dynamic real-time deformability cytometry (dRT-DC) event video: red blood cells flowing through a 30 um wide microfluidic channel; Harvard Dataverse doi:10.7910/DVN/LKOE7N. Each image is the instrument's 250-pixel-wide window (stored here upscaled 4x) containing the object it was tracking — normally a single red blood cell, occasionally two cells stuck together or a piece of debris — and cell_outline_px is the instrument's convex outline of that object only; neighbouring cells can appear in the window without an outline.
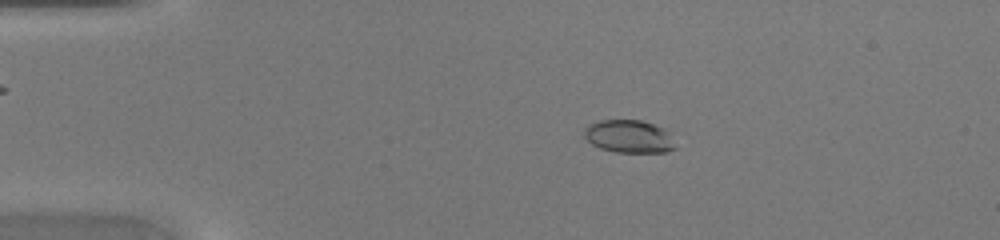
{"species": "common noctule bat (a hibernating species)", "species_latin": "Nyctalus noctula", "temperature_condition": "warm", "stored_images_in_passage": 47, "camera_frame_rate_fps": 3000, "um_per_image_px": 0.085, "animal": {"sex": "female", "body_mass_g": 20.0, "forearm_length_mm": 54.0}, "frame": {"image": 1, "passage_image": 10, "time_ms": 3.0, "image_size_px": [1000, 240], "cell_outline_px": [[676, 148], [668, 152], [616, 152], [600, 148], [592, 144], [584, 136], [584, 128], [588, 124], [600, 120], [640, 120], [656, 124], [664, 128], [668, 132]], "centroid_in_image_um": [53.46, 11.59], "position_along_channel_um": 31.5, "area_um2": 17.51}}
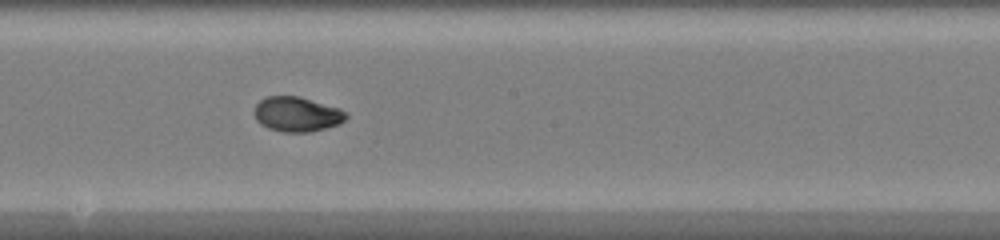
{"frame": {"image": 2, "passage_image": 27, "time_ms": 8.667, "image_size_px": [1000, 240], "cell_outline_px": [[348, 116], [340, 124], [308, 132], [284, 132], [268, 128], [260, 124], [256, 120], [252, 112], [256, 104], [260, 100], [268, 96], [300, 96], [340, 108], [348, 112]], "centroid_in_image_um": [25.23, 9.7], "position_along_channel_um": 223.0, "area_um2": 18.84}}
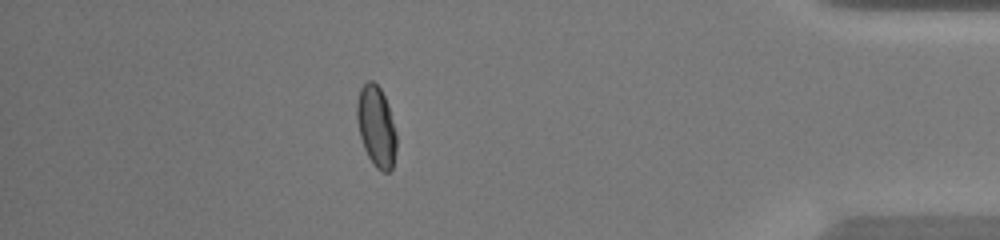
{"frame": {"image": 3, "passage_image": 42, "time_ms": 13.667, "image_size_px": [1000, 240], "cell_outline_px": [[396, 152], [392, 168], [388, 172], [380, 172], [376, 168], [368, 156], [364, 148], [360, 136], [356, 120], [356, 104], [360, 88], [368, 80], [372, 80], [380, 88], [388, 104], [396, 132]], "centroid_in_image_um": [31.98, 10.75], "position_along_channel_um": 403.2, "area_um2": 18.79}}